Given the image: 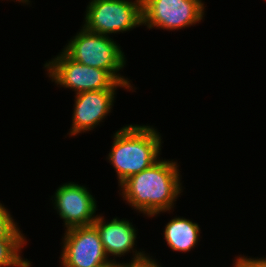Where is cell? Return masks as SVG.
Listing matches in <instances>:
<instances>
[{"instance_id":"9c48e42d","label":"cell","mask_w":266,"mask_h":267,"mask_svg":"<svg viewBox=\"0 0 266 267\" xmlns=\"http://www.w3.org/2000/svg\"><path fill=\"white\" fill-rule=\"evenodd\" d=\"M117 87H125L131 90V84L117 82L111 89L87 91L76 94L72 127L70 135L93 130L111 112L115 90Z\"/></svg>"},{"instance_id":"6da1fadb","label":"cell","mask_w":266,"mask_h":267,"mask_svg":"<svg viewBox=\"0 0 266 267\" xmlns=\"http://www.w3.org/2000/svg\"><path fill=\"white\" fill-rule=\"evenodd\" d=\"M176 162L158 160L150 168L130 176L120 187L129 205L145 215L170 211L182 192Z\"/></svg>"},{"instance_id":"30bf717a","label":"cell","mask_w":266,"mask_h":267,"mask_svg":"<svg viewBox=\"0 0 266 267\" xmlns=\"http://www.w3.org/2000/svg\"><path fill=\"white\" fill-rule=\"evenodd\" d=\"M102 215L97 216L93 225L96 227L101 242L103 244L106 255H114V257H121L128 252H135L132 261L142 259L147 255L142 251H134L136 240V229L128 220H120L115 217L110 222H104Z\"/></svg>"},{"instance_id":"e0dca14e","label":"cell","mask_w":266,"mask_h":267,"mask_svg":"<svg viewBox=\"0 0 266 267\" xmlns=\"http://www.w3.org/2000/svg\"><path fill=\"white\" fill-rule=\"evenodd\" d=\"M17 1H18V2H22L23 4H24V3H27V4H28V3L30 2L29 0H17Z\"/></svg>"},{"instance_id":"9a60e30c","label":"cell","mask_w":266,"mask_h":267,"mask_svg":"<svg viewBox=\"0 0 266 267\" xmlns=\"http://www.w3.org/2000/svg\"><path fill=\"white\" fill-rule=\"evenodd\" d=\"M121 267H161L158 263H156L155 259H152L149 255L146 257L130 261V263H121Z\"/></svg>"},{"instance_id":"277c9868","label":"cell","mask_w":266,"mask_h":267,"mask_svg":"<svg viewBox=\"0 0 266 267\" xmlns=\"http://www.w3.org/2000/svg\"><path fill=\"white\" fill-rule=\"evenodd\" d=\"M143 25L142 0H91L83 27L107 35L126 32Z\"/></svg>"},{"instance_id":"52a82bcc","label":"cell","mask_w":266,"mask_h":267,"mask_svg":"<svg viewBox=\"0 0 266 267\" xmlns=\"http://www.w3.org/2000/svg\"><path fill=\"white\" fill-rule=\"evenodd\" d=\"M65 230L60 257L63 267H102L115 261L108 259L93 224Z\"/></svg>"},{"instance_id":"4fadbf2b","label":"cell","mask_w":266,"mask_h":267,"mask_svg":"<svg viewBox=\"0 0 266 267\" xmlns=\"http://www.w3.org/2000/svg\"><path fill=\"white\" fill-rule=\"evenodd\" d=\"M0 241H26L8 209L0 203Z\"/></svg>"},{"instance_id":"7a4b0ae2","label":"cell","mask_w":266,"mask_h":267,"mask_svg":"<svg viewBox=\"0 0 266 267\" xmlns=\"http://www.w3.org/2000/svg\"><path fill=\"white\" fill-rule=\"evenodd\" d=\"M155 130L146 125L130 124L115 132L107 158L115 168L119 186L159 160L162 139Z\"/></svg>"},{"instance_id":"5bb4252c","label":"cell","mask_w":266,"mask_h":267,"mask_svg":"<svg viewBox=\"0 0 266 267\" xmlns=\"http://www.w3.org/2000/svg\"><path fill=\"white\" fill-rule=\"evenodd\" d=\"M234 267H266V258H247L245 256L237 257L234 261Z\"/></svg>"},{"instance_id":"5b68a950","label":"cell","mask_w":266,"mask_h":267,"mask_svg":"<svg viewBox=\"0 0 266 267\" xmlns=\"http://www.w3.org/2000/svg\"><path fill=\"white\" fill-rule=\"evenodd\" d=\"M44 67L52 82L73 89L76 94L111 89L118 82L108 71L76 62L63 50Z\"/></svg>"},{"instance_id":"8992f818","label":"cell","mask_w":266,"mask_h":267,"mask_svg":"<svg viewBox=\"0 0 266 267\" xmlns=\"http://www.w3.org/2000/svg\"><path fill=\"white\" fill-rule=\"evenodd\" d=\"M204 9L201 0H142L143 24L149 29L178 30L199 23Z\"/></svg>"},{"instance_id":"8fae6325","label":"cell","mask_w":266,"mask_h":267,"mask_svg":"<svg viewBox=\"0 0 266 267\" xmlns=\"http://www.w3.org/2000/svg\"><path fill=\"white\" fill-rule=\"evenodd\" d=\"M200 227L184 217L171 219L165 226L164 239L173 251L188 252L198 243Z\"/></svg>"},{"instance_id":"3957f363","label":"cell","mask_w":266,"mask_h":267,"mask_svg":"<svg viewBox=\"0 0 266 267\" xmlns=\"http://www.w3.org/2000/svg\"><path fill=\"white\" fill-rule=\"evenodd\" d=\"M63 51L74 61L108 71L118 82L130 84L119 73L126 64L120 46L107 35L87 31L83 26Z\"/></svg>"},{"instance_id":"7c38bea8","label":"cell","mask_w":266,"mask_h":267,"mask_svg":"<svg viewBox=\"0 0 266 267\" xmlns=\"http://www.w3.org/2000/svg\"><path fill=\"white\" fill-rule=\"evenodd\" d=\"M25 243L26 241H0V267H30V261L19 255Z\"/></svg>"},{"instance_id":"2e32d148","label":"cell","mask_w":266,"mask_h":267,"mask_svg":"<svg viewBox=\"0 0 266 267\" xmlns=\"http://www.w3.org/2000/svg\"><path fill=\"white\" fill-rule=\"evenodd\" d=\"M102 267H121V263L116 262V261H112V262H110L107 265L102 266Z\"/></svg>"},{"instance_id":"ba28073f","label":"cell","mask_w":266,"mask_h":267,"mask_svg":"<svg viewBox=\"0 0 266 267\" xmlns=\"http://www.w3.org/2000/svg\"><path fill=\"white\" fill-rule=\"evenodd\" d=\"M87 189L70 182L56 190L53 205L64 220L66 229L92 225L97 218L96 200Z\"/></svg>"}]
</instances>
